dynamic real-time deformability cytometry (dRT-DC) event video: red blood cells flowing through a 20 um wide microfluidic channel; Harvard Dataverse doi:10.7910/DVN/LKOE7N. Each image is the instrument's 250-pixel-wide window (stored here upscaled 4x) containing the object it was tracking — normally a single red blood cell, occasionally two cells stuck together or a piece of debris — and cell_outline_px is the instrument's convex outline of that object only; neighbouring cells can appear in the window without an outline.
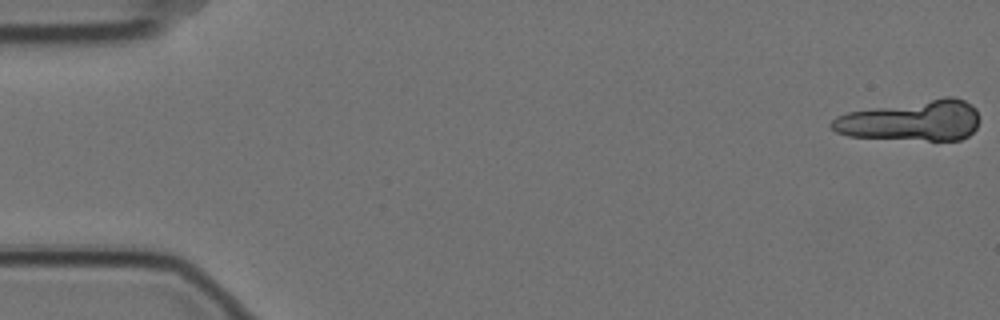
{"species": "Egyptian fruit bat (a non-hibernating species)", "species_latin": "Rousettus aegyptiacus", "temperature_condition": "cold", "stored_images_in_passage": 44, "camera_frame_rate_fps": 3000, "um_per_image_px": 0.085, "animal": {"sex": "female"}, "frame": {"image": 1, "passage_image": 1, "time_ms": 0.0, "image_size_px": [1000, 320], "cell_outline_px": [[980, 120], [976, 128], [968, 136], [960, 140], [928, 140], [848, 136], [836, 132], [828, 124], [836, 116], [848, 112], [944, 96], [952, 96], [964, 100], [972, 104], [976, 108]], "centroid_in_image_um": [77.53, 10.24], "position_along_channel_um": 7.5, "area_um2": 35.08}}